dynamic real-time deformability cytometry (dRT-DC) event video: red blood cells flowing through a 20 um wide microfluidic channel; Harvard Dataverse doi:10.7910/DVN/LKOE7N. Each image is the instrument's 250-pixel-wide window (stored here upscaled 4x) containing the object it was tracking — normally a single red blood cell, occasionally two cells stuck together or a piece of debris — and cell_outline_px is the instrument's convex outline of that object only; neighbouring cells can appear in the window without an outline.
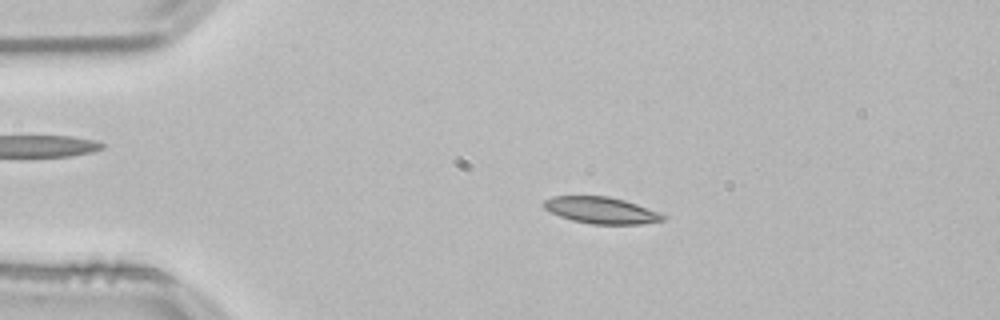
{"species": "common noctule bat (a hibernating species)", "species_latin": "Nyctalus noctula", "temperature_condition": "room temperature", "stored_images_in_passage": 52, "camera_frame_rate_fps": 3000, "um_per_image_px": 0.085, "animal": {"sex": "male", "body_mass_g": 21.5, "forearm_length_mm": 52.0}, "frame": {"image": 1, "passage_image": 10, "time_ms": 3.0, "image_size_px": [1000, 320], "cell_outline_px": [[668, 216], [664, 220], [640, 224], [592, 224], [572, 220], [560, 216], [544, 208], [544, 200], [552, 196], [608, 196], [624, 200], [636, 204]], "centroid_in_image_um": [51.1, 17.87], "position_along_channel_um": 33.9, "area_um2": 18.26}}
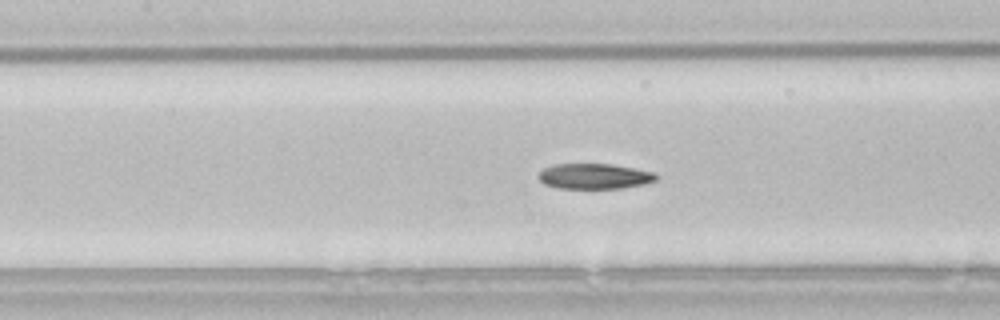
{"frame": {"image": 2, "passage_image": 23, "time_ms": 7.333, "image_size_px": [1000, 320], "cell_outline_px": [[660, 176], [656, 180], [644, 184], [620, 188], [556, 188], [544, 184], [536, 176], [544, 168], [552, 164], [612, 164], [656, 172]], "centroid_in_image_um": [50.53, 14.97], "position_along_channel_um": 156.9, "area_um2": 17.57}}
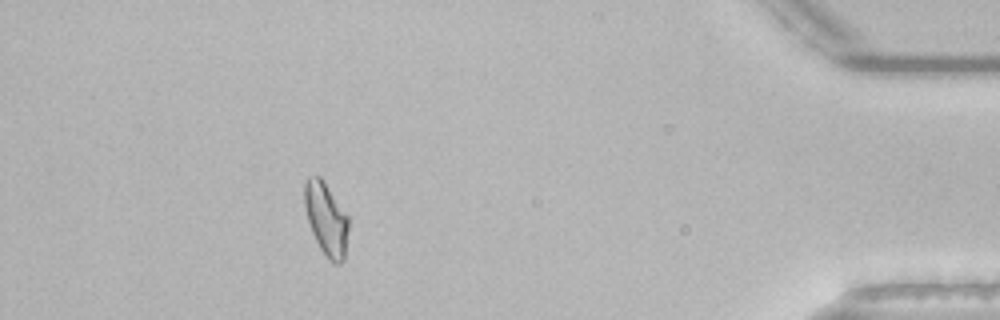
{"frame": {"image": 3, "passage_image": 47, "time_ms": 15.333, "image_size_px": [1000, 320], "cell_outline_px": [[348, 228], [344, 260], [340, 264], [336, 264], [328, 260], [320, 248], [312, 232], [308, 220], [304, 204], [304, 184], [308, 176], [320, 176], [348, 216]], "centroid_in_image_um": [27.72, 18.62], "position_along_channel_um": 407.5, "area_um2": 18.5}, "authors_computed_cell_mechanics": {"area_um2": 18.3226, "velocity_mm_per_s": 3.8281, "shape_relaxation_time_tau1_ms": 6.704, "shape_relaxation_time_tau2_ms": 5.9039, "deformation_change_tau1": 0.1623, "deformation_change_tau2": 0.1205}}